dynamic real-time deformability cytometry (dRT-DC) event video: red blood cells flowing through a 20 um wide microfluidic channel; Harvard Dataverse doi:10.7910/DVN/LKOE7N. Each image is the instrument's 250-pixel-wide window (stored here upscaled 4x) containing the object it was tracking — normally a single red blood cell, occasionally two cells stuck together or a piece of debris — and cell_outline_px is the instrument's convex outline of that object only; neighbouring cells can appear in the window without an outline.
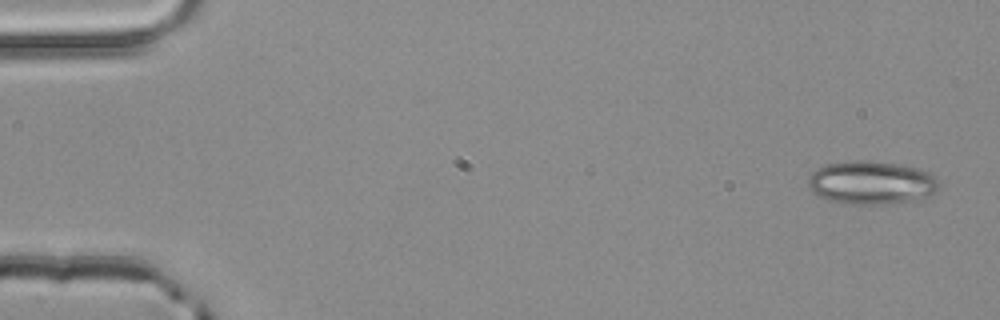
{"species": "common noctule bat (a hibernating species)", "species_latin": "Nyctalus noctula", "temperature_condition": "room temperature", "stored_images_in_passage": 4, "camera_frame_rate_fps": 3000, "um_per_image_px": 0.085, "animal": {"sex": "male", "body_mass_g": 20.4}, "frame": {"image": 1, "passage_image": 1, "time_ms": 0.0, "image_size_px": [1000, 320], "cell_outline_px": [[940, 184], [936, 192], [932, 196], [916, 200], [884, 204], [852, 204], [828, 200], [812, 192], [808, 188], [808, 176], [816, 168], [824, 164], [856, 160], [868, 160], [896, 164], [920, 168], [928, 172]], "centroid_in_image_um": [74.06, 15.52], "position_along_channel_um": 10.9, "area_um2": 33.29}}